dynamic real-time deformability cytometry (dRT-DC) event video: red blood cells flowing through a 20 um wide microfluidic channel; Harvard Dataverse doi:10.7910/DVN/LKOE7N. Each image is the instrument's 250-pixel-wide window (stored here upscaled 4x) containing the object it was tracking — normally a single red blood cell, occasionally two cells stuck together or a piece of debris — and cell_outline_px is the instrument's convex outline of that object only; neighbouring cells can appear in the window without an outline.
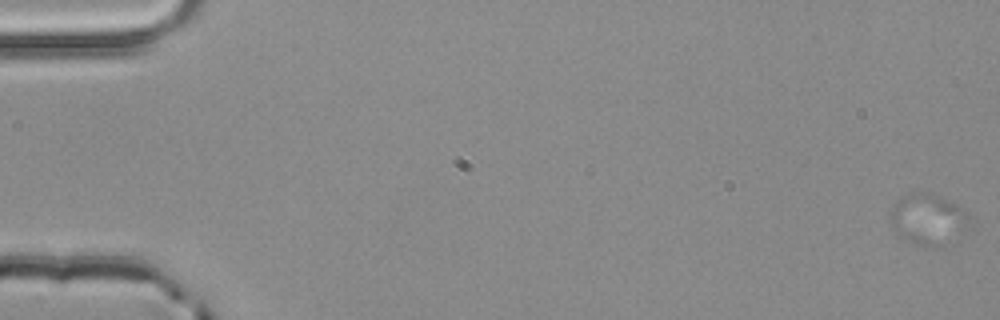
{"species": "common noctule bat (a hibernating species)", "species_latin": "Nyctalus noctula", "temperature_condition": "room temperature", "stored_images_in_passage": 6, "camera_frame_rate_fps": 3000, "um_per_image_px": 0.085, "animal": {"sex": "male", "body_mass_g": 20.4}, "frame": {"image": 1, "passage_image": 1, "time_ms": 0.0, "image_size_px": [1000, 320], "cell_outline_px": [[968, 216], [936, 248], [912, 240], [896, 232], [892, 228], [888, 216], [896, 200], [900, 196], [908, 192], [928, 192], [956, 204], [968, 212]], "centroid_in_image_um": [78.68, 18.5], "position_along_channel_um": 6.3, "area_um2": 21.5}}
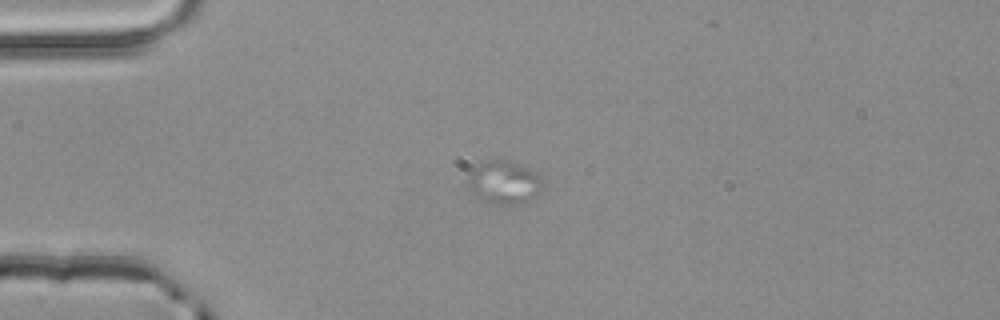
{"frame": {"image": 2, "passage_image": 4, "time_ms": 1.0, "image_size_px": [1000, 320], "cell_outline_px": [[544, 184], [532, 196], [524, 200], [512, 204], [496, 204], [484, 200], [472, 192], [468, 188], [468, 172], [472, 168], [488, 160], [508, 160], [540, 172], [544, 176]], "centroid_in_image_um": [42.85, 15.45], "position_along_channel_um": 42.2, "area_um2": 18.61}}